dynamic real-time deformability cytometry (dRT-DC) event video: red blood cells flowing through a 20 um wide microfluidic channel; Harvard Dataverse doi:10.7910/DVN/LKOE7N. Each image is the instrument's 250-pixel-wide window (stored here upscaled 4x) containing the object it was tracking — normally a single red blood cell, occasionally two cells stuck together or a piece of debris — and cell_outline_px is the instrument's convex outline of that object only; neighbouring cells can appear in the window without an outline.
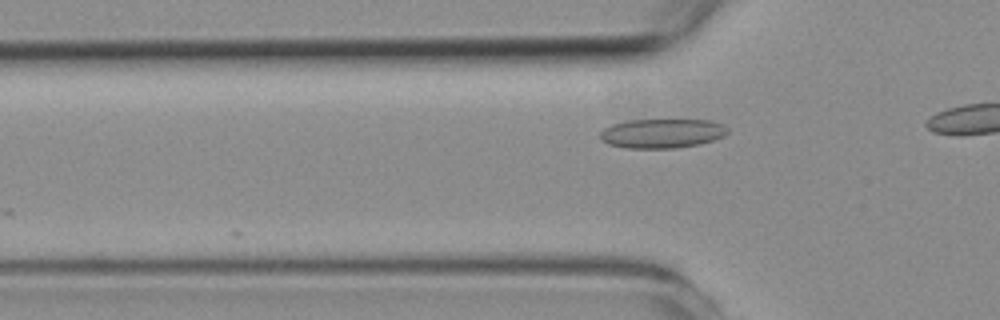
{"species": "common noctule bat (a hibernating species)", "species_latin": "Nyctalus noctula", "temperature_condition": "room temperature", "stored_images_in_passage": 5, "camera_frame_rate_fps": 3000, "um_per_image_px": 0.085, "animal": {"sex": "female", "body_mass_g": 19.3, "forearm_length_mm": 54.1}, "frame": {"image": 1, "passage_image": 5, "time_ms": 4.333, "image_size_px": [1000, 320], "cell_outline_px": [[728, 132], [724, 136], [700, 144], [676, 148], [628, 148], [608, 144], [600, 140], [600, 132], [604, 128], [612, 124], [628, 120], [712, 120], [724, 124], [728, 128]], "centroid_in_image_um": [56.28, 11.33], "position_along_channel_um": 69.5, "area_um2": 21.91}}